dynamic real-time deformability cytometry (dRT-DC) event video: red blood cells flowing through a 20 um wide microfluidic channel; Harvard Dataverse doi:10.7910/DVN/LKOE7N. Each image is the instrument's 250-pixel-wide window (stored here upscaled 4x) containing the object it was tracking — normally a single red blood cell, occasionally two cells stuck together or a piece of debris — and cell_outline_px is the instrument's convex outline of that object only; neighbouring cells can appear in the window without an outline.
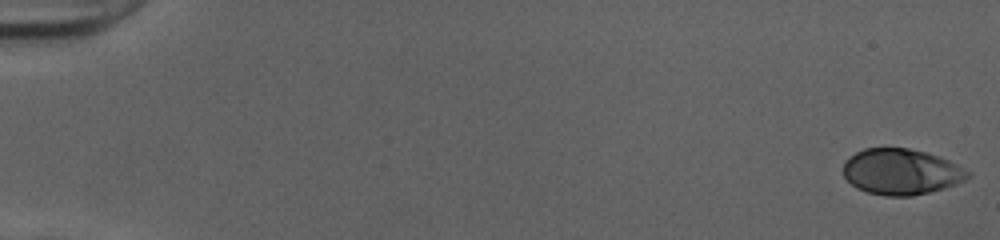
{"species": "human", "species_latin": "Homo sapiens", "temperature_condition": "cold", "stored_images_in_passage": 52, "camera_frame_rate_fps": 3000, "um_per_image_px": 0.085, "donor": {"sex": "female"}, "frame": {"image": 1, "passage_image": 1, "time_ms": 0.0, "image_size_px": [1000, 240], "cell_outline_px": [[972, 176], [956, 184], [944, 188], [912, 196], [884, 196], [868, 192], [856, 188], [844, 176], [844, 160], [856, 152], [864, 148], [908, 148], [924, 152], [948, 160], [972, 172]], "centroid_in_image_um": [76.6, 14.6], "position_along_channel_um": 8.4, "area_um2": 33.23}}
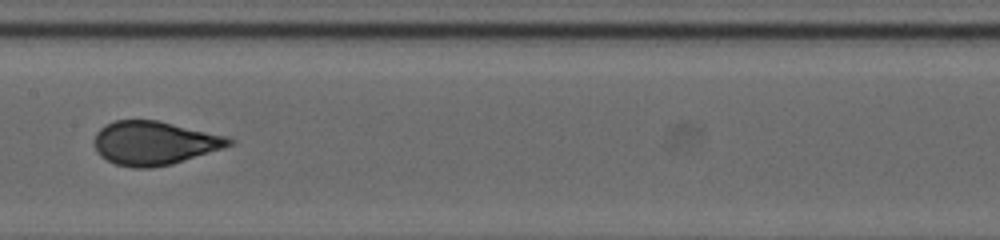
{"frame": {"image": 2, "passage_image": 28, "time_ms": 9.0, "image_size_px": [1000, 240], "cell_outline_px": [[236, 144], [224, 148], [172, 164], [152, 168], [132, 168], [116, 164], [100, 156], [96, 152], [92, 140], [96, 132], [104, 124], [116, 120], [156, 120], [224, 136], [236, 140]], "centroid_in_image_um": [13.08, 12.17], "position_along_channel_um": 194.3, "area_um2": 34.45}}
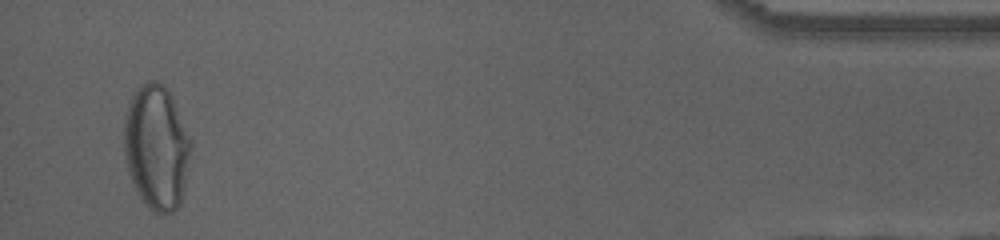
{"frame": {"image": 3, "passage_image": 50, "time_ms": 16.333, "image_size_px": [1000, 240], "cell_outline_px": [[192, 148], [184, 188], [180, 204], [172, 212], [156, 212], [140, 196], [128, 172], [124, 156], [124, 120], [128, 104], [132, 96], [148, 80], [156, 80], [164, 84], [168, 88], [172, 96], [192, 140]], "centroid_in_image_um": [13.32, 12.47], "position_along_channel_um": 421.9, "area_um2": 48.32}, "authors_computed_cell_mechanics": {"area_um2": 34.1309, "velocity_mm_per_s": 4.0411, "shape_relaxation_time_tau1_ms": 9.5146, "shape_relaxation_time_tau2_ms": null, "deformation_change_tau1": 0.3151, "deformation_change_tau2": null}}